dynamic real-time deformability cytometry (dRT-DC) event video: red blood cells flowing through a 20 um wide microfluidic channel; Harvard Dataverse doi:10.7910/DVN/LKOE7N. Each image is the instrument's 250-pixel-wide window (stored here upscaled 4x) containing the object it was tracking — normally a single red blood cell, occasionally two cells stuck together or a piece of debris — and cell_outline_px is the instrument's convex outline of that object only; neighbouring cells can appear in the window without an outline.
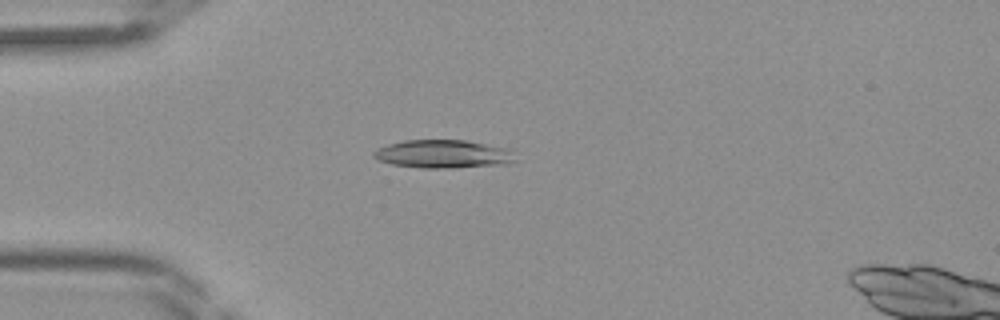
{"species": "Egyptian fruit bat (a non-hibernating species)", "species_latin": "Rousettus aegyptiacus", "temperature_condition": "room temperature", "stored_images_in_passage": 43, "camera_frame_rate_fps": 3000, "um_per_image_px": 0.085, "frame": {"image": 1, "passage_image": 11, "time_ms": 3.333, "image_size_px": [1000, 320], "cell_outline_px": [[520, 160], [508, 164], [456, 168], [424, 168], [392, 164], [380, 160], [372, 156], [372, 152], [376, 148], [388, 144], [404, 140], [464, 140], [508, 148]], "centroid_in_image_um": [37.71, 13.1], "position_along_channel_um": 47.3, "area_um2": 23.58}}
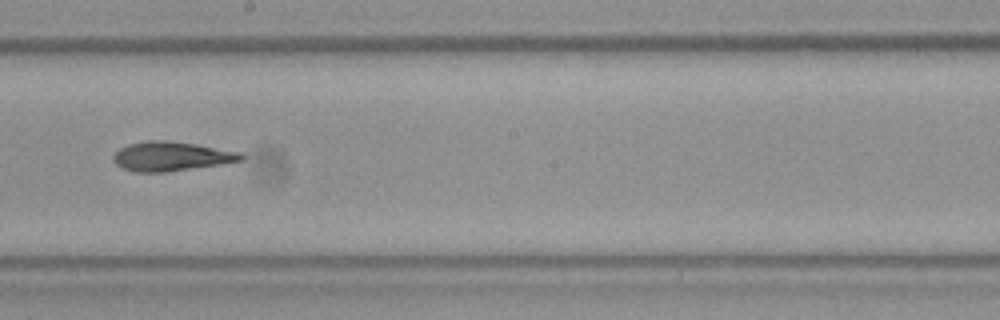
{"frame": {"image": 2, "passage_image": 24, "time_ms": 7.667, "image_size_px": [1000, 320], "cell_outline_px": [[244, 160], [220, 164], [164, 172], [136, 172], [120, 168], [112, 160], [112, 156], [120, 148], [128, 144], [148, 140], [164, 140], [196, 144], [240, 152], [244, 156]], "centroid_in_image_um": [14.51, 13.28], "position_along_channel_um": 233.7, "area_um2": 21.73}}
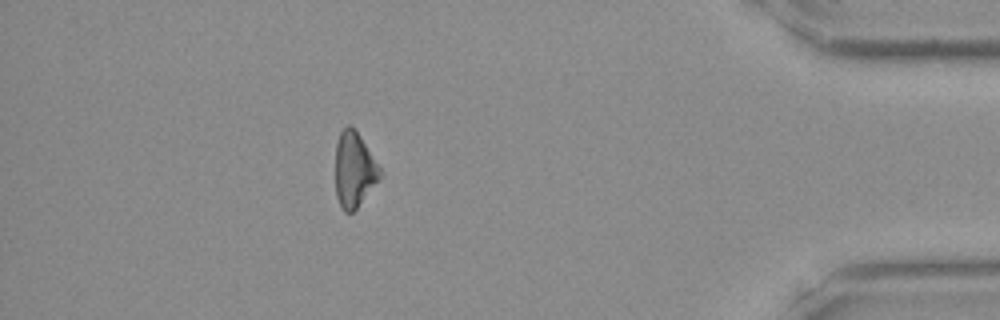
{"frame": {"image": 3, "passage_image": 38, "time_ms": 12.333, "image_size_px": [1000, 320], "cell_outline_px": [[380, 176], [356, 208], [352, 212], [344, 212], [340, 208], [336, 196], [336, 144], [340, 132], [348, 124], [360, 136], [380, 168]], "centroid_in_image_um": [30.06, 14.43], "position_along_channel_um": 405.1, "area_um2": 18.9}}